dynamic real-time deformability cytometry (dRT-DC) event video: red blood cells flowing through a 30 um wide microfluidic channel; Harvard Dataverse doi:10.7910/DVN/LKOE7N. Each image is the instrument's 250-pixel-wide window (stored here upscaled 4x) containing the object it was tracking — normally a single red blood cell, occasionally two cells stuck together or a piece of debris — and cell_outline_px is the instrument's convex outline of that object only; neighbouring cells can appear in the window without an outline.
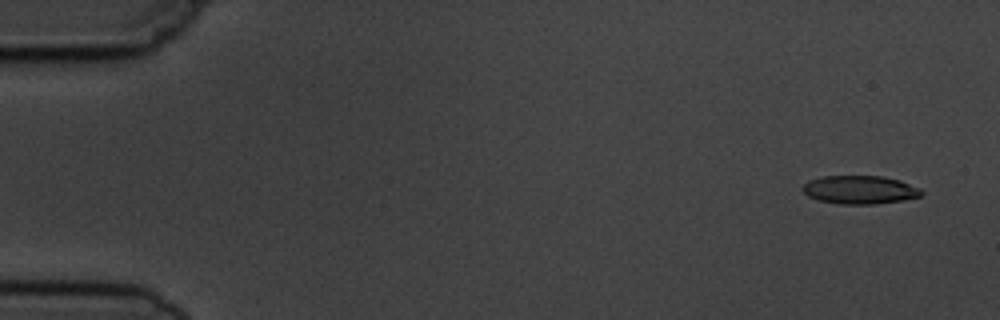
{"species": "common noctule bat (a hibernating species)", "species_latin": "Nyctalus noctula", "temperature_condition": "cold", "stored_images_in_passage": 4, "camera_frame_rate_fps": 3000, "um_per_image_px": 0.085, "animal": {"sex": "male", "body_mass_g": 19.5, "forearm_length_mm": 54.6}, "frame": {"image": 1, "passage_image": 1, "time_ms": 0.0, "image_size_px": [1000, 320], "cell_outline_px": [[924, 192], [920, 196], [904, 200], [876, 204], [840, 204], [820, 200], [808, 196], [800, 188], [808, 180], [824, 176], [884, 176], [900, 180], [920, 188]], "centroid_in_image_um": [73.09, 16.13], "position_along_channel_um": 11.9, "area_um2": 19.71}}
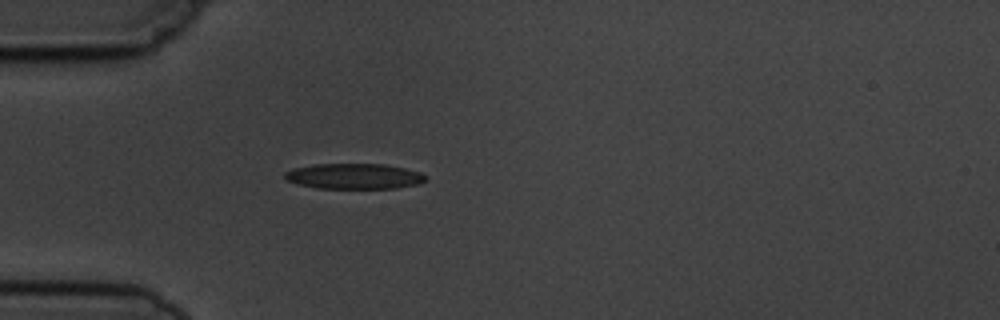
{"frame": {"image": 2, "passage_image": 4, "time_ms": 4.333, "image_size_px": [1000, 320], "cell_outline_px": [[428, 176], [424, 180], [416, 184], [396, 188], [316, 188], [284, 180], [284, 172], [292, 168], [312, 164], [384, 164], [404, 168], [420, 172]], "centroid_in_image_um": [30.05, 14.97], "position_along_channel_um": 55.0, "area_um2": 20.92}}